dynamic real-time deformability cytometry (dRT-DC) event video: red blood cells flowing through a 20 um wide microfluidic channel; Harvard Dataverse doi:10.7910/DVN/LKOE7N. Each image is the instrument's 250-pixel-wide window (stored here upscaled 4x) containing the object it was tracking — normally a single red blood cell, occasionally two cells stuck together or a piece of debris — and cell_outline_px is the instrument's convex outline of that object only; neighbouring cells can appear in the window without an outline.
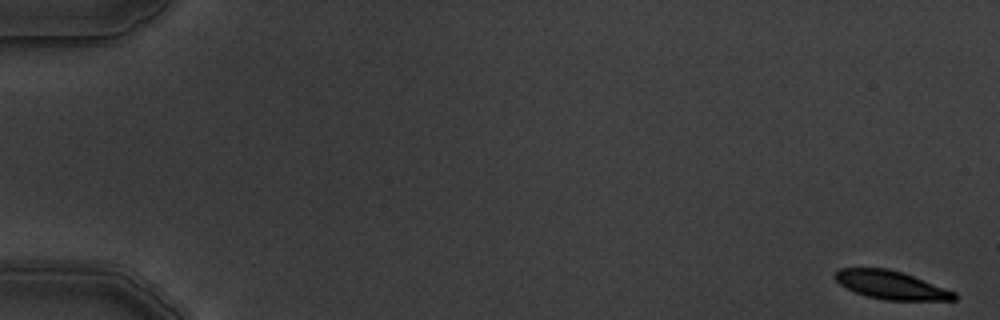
{"species": "common noctule bat (a hibernating species)", "species_latin": "Nyctalus noctula", "temperature_condition": "warm", "stored_images_in_passage": 5, "camera_frame_rate_fps": 3000, "um_per_image_px": 0.085, "animal": {"sex": "male", "body_mass_g": 19.5, "forearm_length_mm": 54.6}, "frame": {"image": 1, "passage_image": 1, "time_ms": 0.0, "image_size_px": [1000, 320], "cell_outline_px": [[956, 300], [884, 300], [868, 296], [856, 292], [840, 284], [836, 280], [836, 272], [840, 268], [888, 268], [904, 272], [956, 292]], "centroid_in_image_um": [75.78, 24.22], "position_along_channel_um": 9.2, "area_um2": 19.54}}
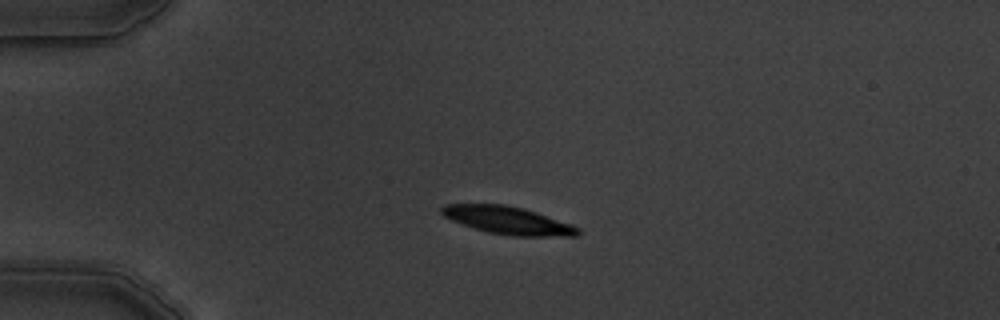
{"frame": {"image": 2, "passage_image": 4, "time_ms": 4.333, "image_size_px": [1000, 320], "cell_outline_px": [[580, 236], [512, 236], [488, 232], [452, 220], [444, 216], [440, 212], [440, 208], [444, 204], [504, 204], [524, 208], [572, 224], [580, 228]], "centroid_in_image_um": [43.21, 18.73], "position_along_channel_um": 41.8, "area_um2": 21.96}}